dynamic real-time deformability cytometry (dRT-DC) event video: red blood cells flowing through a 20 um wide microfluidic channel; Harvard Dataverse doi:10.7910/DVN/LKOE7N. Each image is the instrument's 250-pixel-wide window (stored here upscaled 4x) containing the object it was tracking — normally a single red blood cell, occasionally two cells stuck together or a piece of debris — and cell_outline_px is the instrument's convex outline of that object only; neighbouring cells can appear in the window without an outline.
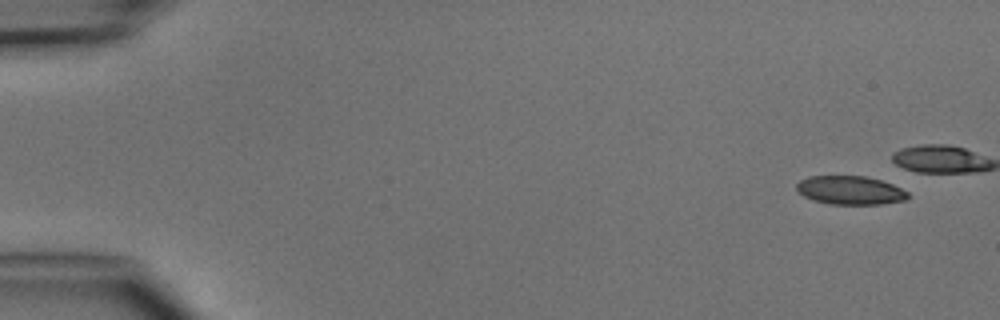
{"species": "common noctule bat (a hibernating species)", "species_latin": "Nyctalus noctula", "temperature_condition": "cold", "stored_images_in_passage": 6, "camera_frame_rate_fps": 3000, "um_per_image_px": 0.085, "animal": {"sex": "male", "body_mass_g": 15.6}, "frame": {"image": 1, "passage_image": 1, "time_ms": 0.0, "image_size_px": [1000, 320], "cell_outline_px": [[908, 196], [904, 200], [880, 204], [828, 204], [812, 200], [804, 196], [796, 188], [796, 184], [800, 180], [808, 176], [864, 176], [880, 180], [892, 184], [908, 192]], "centroid_in_image_um": [72.23, 16.17], "position_along_channel_um": 12.8, "area_um2": 18.44}}